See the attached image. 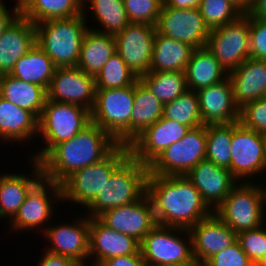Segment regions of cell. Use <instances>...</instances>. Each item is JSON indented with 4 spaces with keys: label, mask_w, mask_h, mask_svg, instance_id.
I'll return each mask as SVG.
<instances>
[{
    "label": "cell",
    "mask_w": 266,
    "mask_h": 266,
    "mask_svg": "<svg viewBox=\"0 0 266 266\" xmlns=\"http://www.w3.org/2000/svg\"><path fill=\"white\" fill-rule=\"evenodd\" d=\"M82 3L83 0H26L19 11L36 25L50 19L82 15Z\"/></svg>",
    "instance_id": "cell-35"
},
{
    "label": "cell",
    "mask_w": 266,
    "mask_h": 266,
    "mask_svg": "<svg viewBox=\"0 0 266 266\" xmlns=\"http://www.w3.org/2000/svg\"><path fill=\"white\" fill-rule=\"evenodd\" d=\"M172 266H204V264L194 259L193 261H190L184 264H178V265H172Z\"/></svg>",
    "instance_id": "cell-52"
},
{
    "label": "cell",
    "mask_w": 266,
    "mask_h": 266,
    "mask_svg": "<svg viewBox=\"0 0 266 266\" xmlns=\"http://www.w3.org/2000/svg\"><path fill=\"white\" fill-rule=\"evenodd\" d=\"M230 2L241 15H248L252 12L256 0H230Z\"/></svg>",
    "instance_id": "cell-50"
},
{
    "label": "cell",
    "mask_w": 266,
    "mask_h": 266,
    "mask_svg": "<svg viewBox=\"0 0 266 266\" xmlns=\"http://www.w3.org/2000/svg\"><path fill=\"white\" fill-rule=\"evenodd\" d=\"M138 253V240L108 228L98 218H90L89 263L100 265L107 259Z\"/></svg>",
    "instance_id": "cell-21"
},
{
    "label": "cell",
    "mask_w": 266,
    "mask_h": 266,
    "mask_svg": "<svg viewBox=\"0 0 266 266\" xmlns=\"http://www.w3.org/2000/svg\"><path fill=\"white\" fill-rule=\"evenodd\" d=\"M130 155L128 145L118 144L104 159L73 172L60 185L62 202L78 212L94 200L113 171ZM72 203V204H71ZM72 205V206H71ZM80 206V207H79Z\"/></svg>",
    "instance_id": "cell-6"
},
{
    "label": "cell",
    "mask_w": 266,
    "mask_h": 266,
    "mask_svg": "<svg viewBox=\"0 0 266 266\" xmlns=\"http://www.w3.org/2000/svg\"><path fill=\"white\" fill-rule=\"evenodd\" d=\"M189 231L194 259L202 264L237 241V233L214 213L199 221Z\"/></svg>",
    "instance_id": "cell-23"
},
{
    "label": "cell",
    "mask_w": 266,
    "mask_h": 266,
    "mask_svg": "<svg viewBox=\"0 0 266 266\" xmlns=\"http://www.w3.org/2000/svg\"><path fill=\"white\" fill-rule=\"evenodd\" d=\"M194 47L156 32L149 72L185 71Z\"/></svg>",
    "instance_id": "cell-30"
},
{
    "label": "cell",
    "mask_w": 266,
    "mask_h": 266,
    "mask_svg": "<svg viewBox=\"0 0 266 266\" xmlns=\"http://www.w3.org/2000/svg\"><path fill=\"white\" fill-rule=\"evenodd\" d=\"M72 220L60 222L54 220L40 235L47 240L43 250L50 253L66 256L78 264L89 263V226L90 217L81 211L75 213ZM81 214V215H80Z\"/></svg>",
    "instance_id": "cell-13"
},
{
    "label": "cell",
    "mask_w": 266,
    "mask_h": 266,
    "mask_svg": "<svg viewBox=\"0 0 266 266\" xmlns=\"http://www.w3.org/2000/svg\"><path fill=\"white\" fill-rule=\"evenodd\" d=\"M35 44V24L19 14L0 36V73L10 74L14 64Z\"/></svg>",
    "instance_id": "cell-26"
},
{
    "label": "cell",
    "mask_w": 266,
    "mask_h": 266,
    "mask_svg": "<svg viewBox=\"0 0 266 266\" xmlns=\"http://www.w3.org/2000/svg\"><path fill=\"white\" fill-rule=\"evenodd\" d=\"M155 28L157 33L185 42L195 49L205 47L210 34L199 8L176 9L165 3Z\"/></svg>",
    "instance_id": "cell-15"
},
{
    "label": "cell",
    "mask_w": 266,
    "mask_h": 266,
    "mask_svg": "<svg viewBox=\"0 0 266 266\" xmlns=\"http://www.w3.org/2000/svg\"><path fill=\"white\" fill-rule=\"evenodd\" d=\"M204 266H255L238 241L209 258Z\"/></svg>",
    "instance_id": "cell-45"
},
{
    "label": "cell",
    "mask_w": 266,
    "mask_h": 266,
    "mask_svg": "<svg viewBox=\"0 0 266 266\" xmlns=\"http://www.w3.org/2000/svg\"><path fill=\"white\" fill-rule=\"evenodd\" d=\"M5 3V1H0V36L9 24L20 14L18 6L13 5L11 6L12 9H9Z\"/></svg>",
    "instance_id": "cell-48"
},
{
    "label": "cell",
    "mask_w": 266,
    "mask_h": 266,
    "mask_svg": "<svg viewBox=\"0 0 266 266\" xmlns=\"http://www.w3.org/2000/svg\"><path fill=\"white\" fill-rule=\"evenodd\" d=\"M98 219L108 228L139 242L157 225L153 205L147 194L131 204L103 212Z\"/></svg>",
    "instance_id": "cell-18"
},
{
    "label": "cell",
    "mask_w": 266,
    "mask_h": 266,
    "mask_svg": "<svg viewBox=\"0 0 266 266\" xmlns=\"http://www.w3.org/2000/svg\"><path fill=\"white\" fill-rule=\"evenodd\" d=\"M147 195L161 226L190 230L214 213L186 176L148 174Z\"/></svg>",
    "instance_id": "cell-1"
},
{
    "label": "cell",
    "mask_w": 266,
    "mask_h": 266,
    "mask_svg": "<svg viewBox=\"0 0 266 266\" xmlns=\"http://www.w3.org/2000/svg\"><path fill=\"white\" fill-rule=\"evenodd\" d=\"M199 10L210 30L231 23L241 16L230 0H201Z\"/></svg>",
    "instance_id": "cell-40"
},
{
    "label": "cell",
    "mask_w": 266,
    "mask_h": 266,
    "mask_svg": "<svg viewBox=\"0 0 266 266\" xmlns=\"http://www.w3.org/2000/svg\"><path fill=\"white\" fill-rule=\"evenodd\" d=\"M148 174V165L142 164L130 154L82 212L90 218H98L107 210L140 200L147 194Z\"/></svg>",
    "instance_id": "cell-3"
},
{
    "label": "cell",
    "mask_w": 266,
    "mask_h": 266,
    "mask_svg": "<svg viewBox=\"0 0 266 266\" xmlns=\"http://www.w3.org/2000/svg\"><path fill=\"white\" fill-rule=\"evenodd\" d=\"M189 130V126L161 117L128 145L130 154L142 164L149 165L167 147L181 140Z\"/></svg>",
    "instance_id": "cell-19"
},
{
    "label": "cell",
    "mask_w": 266,
    "mask_h": 266,
    "mask_svg": "<svg viewBox=\"0 0 266 266\" xmlns=\"http://www.w3.org/2000/svg\"><path fill=\"white\" fill-rule=\"evenodd\" d=\"M25 158L30 165L27 173L3 170L0 174V221H5L6 224L15 217L26 195L43 178L40 163Z\"/></svg>",
    "instance_id": "cell-20"
},
{
    "label": "cell",
    "mask_w": 266,
    "mask_h": 266,
    "mask_svg": "<svg viewBox=\"0 0 266 266\" xmlns=\"http://www.w3.org/2000/svg\"><path fill=\"white\" fill-rule=\"evenodd\" d=\"M91 122L90 110L79 105L46 99L38 119L37 141L41 147L27 153V158L40 161L55 145L72 139ZM43 145V146H42ZM34 151V152H33Z\"/></svg>",
    "instance_id": "cell-4"
},
{
    "label": "cell",
    "mask_w": 266,
    "mask_h": 266,
    "mask_svg": "<svg viewBox=\"0 0 266 266\" xmlns=\"http://www.w3.org/2000/svg\"><path fill=\"white\" fill-rule=\"evenodd\" d=\"M42 256L38 258L37 265L36 266H77L78 263H76L73 259L61 256L57 254L50 253L46 250H41Z\"/></svg>",
    "instance_id": "cell-46"
},
{
    "label": "cell",
    "mask_w": 266,
    "mask_h": 266,
    "mask_svg": "<svg viewBox=\"0 0 266 266\" xmlns=\"http://www.w3.org/2000/svg\"><path fill=\"white\" fill-rule=\"evenodd\" d=\"M227 73L250 58L249 14L210 30L205 46Z\"/></svg>",
    "instance_id": "cell-14"
},
{
    "label": "cell",
    "mask_w": 266,
    "mask_h": 266,
    "mask_svg": "<svg viewBox=\"0 0 266 266\" xmlns=\"http://www.w3.org/2000/svg\"><path fill=\"white\" fill-rule=\"evenodd\" d=\"M130 22L156 25L164 2L162 0H123Z\"/></svg>",
    "instance_id": "cell-41"
},
{
    "label": "cell",
    "mask_w": 266,
    "mask_h": 266,
    "mask_svg": "<svg viewBox=\"0 0 266 266\" xmlns=\"http://www.w3.org/2000/svg\"><path fill=\"white\" fill-rule=\"evenodd\" d=\"M61 204L63 205L61 185L42 178L26 195L15 217L4 227H8V232H13L12 234L33 232L37 236L41 235L51 221L56 219V209Z\"/></svg>",
    "instance_id": "cell-8"
},
{
    "label": "cell",
    "mask_w": 266,
    "mask_h": 266,
    "mask_svg": "<svg viewBox=\"0 0 266 266\" xmlns=\"http://www.w3.org/2000/svg\"><path fill=\"white\" fill-rule=\"evenodd\" d=\"M155 34L154 25L130 22L115 36L116 52L138 78L150 70Z\"/></svg>",
    "instance_id": "cell-16"
},
{
    "label": "cell",
    "mask_w": 266,
    "mask_h": 266,
    "mask_svg": "<svg viewBox=\"0 0 266 266\" xmlns=\"http://www.w3.org/2000/svg\"><path fill=\"white\" fill-rule=\"evenodd\" d=\"M163 109L164 104L138 79L135 82L133 111L130 116V143L163 117Z\"/></svg>",
    "instance_id": "cell-34"
},
{
    "label": "cell",
    "mask_w": 266,
    "mask_h": 266,
    "mask_svg": "<svg viewBox=\"0 0 266 266\" xmlns=\"http://www.w3.org/2000/svg\"><path fill=\"white\" fill-rule=\"evenodd\" d=\"M0 96L32 112L39 119L47 99V91L39 85L5 74L1 81Z\"/></svg>",
    "instance_id": "cell-32"
},
{
    "label": "cell",
    "mask_w": 266,
    "mask_h": 266,
    "mask_svg": "<svg viewBox=\"0 0 266 266\" xmlns=\"http://www.w3.org/2000/svg\"><path fill=\"white\" fill-rule=\"evenodd\" d=\"M36 44L58 67H76L84 34L89 29L82 15L50 19L35 25Z\"/></svg>",
    "instance_id": "cell-5"
},
{
    "label": "cell",
    "mask_w": 266,
    "mask_h": 266,
    "mask_svg": "<svg viewBox=\"0 0 266 266\" xmlns=\"http://www.w3.org/2000/svg\"><path fill=\"white\" fill-rule=\"evenodd\" d=\"M206 159V125L190 128L187 134L167 147L149 165V174L186 176Z\"/></svg>",
    "instance_id": "cell-12"
},
{
    "label": "cell",
    "mask_w": 266,
    "mask_h": 266,
    "mask_svg": "<svg viewBox=\"0 0 266 266\" xmlns=\"http://www.w3.org/2000/svg\"><path fill=\"white\" fill-rule=\"evenodd\" d=\"M250 14L266 20V0H256L255 6Z\"/></svg>",
    "instance_id": "cell-51"
},
{
    "label": "cell",
    "mask_w": 266,
    "mask_h": 266,
    "mask_svg": "<svg viewBox=\"0 0 266 266\" xmlns=\"http://www.w3.org/2000/svg\"><path fill=\"white\" fill-rule=\"evenodd\" d=\"M56 68L47 54L35 44L14 64L9 75L39 85L47 91Z\"/></svg>",
    "instance_id": "cell-33"
},
{
    "label": "cell",
    "mask_w": 266,
    "mask_h": 266,
    "mask_svg": "<svg viewBox=\"0 0 266 266\" xmlns=\"http://www.w3.org/2000/svg\"><path fill=\"white\" fill-rule=\"evenodd\" d=\"M82 14L90 29L110 36H116L130 23L123 0H83Z\"/></svg>",
    "instance_id": "cell-28"
},
{
    "label": "cell",
    "mask_w": 266,
    "mask_h": 266,
    "mask_svg": "<svg viewBox=\"0 0 266 266\" xmlns=\"http://www.w3.org/2000/svg\"><path fill=\"white\" fill-rule=\"evenodd\" d=\"M139 80L163 104L172 102L188 90L184 71L148 72Z\"/></svg>",
    "instance_id": "cell-36"
},
{
    "label": "cell",
    "mask_w": 266,
    "mask_h": 266,
    "mask_svg": "<svg viewBox=\"0 0 266 266\" xmlns=\"http://www.w3.org/2000/svg\"><path fill=\"white\" fill-rule=\"evenodd\" d=\"M237 234L266 223V189L261 182H239L215 209Z\"/></svg>",
    "instance_id": "cell-7"
},
{
    "label": "cell",
    "mask_w": 266,
    "mask_h": 266,
    "mask_svg": "<svg viewBox=\"0 0 266 266\" xmlns=\"http://www.w3.org/2000/svg\"><path fill=\"white\" fill-rule=\"evenodd\" d=\"M237 241L248 258L256 265L266 251V223L237 234Z\"/></svg>",
    "instance_id": "cell-42"
},
{
    "label": "cell",
    "mask_w": 266,
    "mask_h": 266,
    "mask_svg": "<svg viewBox=\"0 0 266 266\" xmlns=\"http://www.w3.org/2000/svg\"><path fill=\"white\" fill-rule=\"evenodd\" d=\"M196 92L203 125L230 124L239 121V108L234 102L229 77Z\"/></svg>",
    "instance_id": "cell-24"
},
{
    "label": "cell",
    "mask_w": 266,
    "mask_h": 266,
    "mask_svg": "<svg viewBox=\"0 0 266 266\" xmlns=\"http://www.w3.org/2000/svg\"><path fill=\"white\" fill-rule=\"evenodd\" d=\"M99 266H148L141 253L114 257L103 261Z\"/></svg>",
    "instance_id": "cell-47"
},
{
    "label": "cell",
    "mask_w": 266,
    "mask_h": 266,
    "mask_svg": "<svg viewBox=\"0 0 266 266\" xmlns=\"http://www.w3.org/2000/svg\"><path fill=\"white\" fill-rule=\"evenodd\" d=\"M168 7L176 9L199 8L201 0H165Z\"/></svg>",
    "instance_id": "cell-49"
},
{
    "label": "cell",
    "mask_w": 266,
    "mask_h": 266,
    "mask_svg": "<svg viewBox=\"0 0 266 266\" xmlns=\"http://www.w3.org/2000/svg\"><path fill=\"white\" fill-rule=\"evenodd\" d=\"M95 77L76 67H58L47 89V99L79 105L92 110L95 103Z\"/></svg>",
    "instance_id": "cell-17"
},
{
    "label": "cell",
    "mask_w": 266,
    "mask_h": 266,
    "mask_svg": "<svg viewBox=\"0 0 266 266\" xmlns=\"http://www.w3.org/2000/svg\"><path fill=\"white\" fill-rule=\"evenodd\" d=\"M77 266H99L91 263H86V264H78Z\"/></svg>",
    "instance_id": "cell-55"
},
{
    "label": "cell",
    "mask_w": 266,
    "mask_h": 266,
    "mask_svg": "<svg viewBox=\"0 0 266 266\" xmlns=\"http://www.w3.org/2000/svg\"><path fill=\"white\" fill-rule=\"evenodd\" d=\"M118 143L94 122L55 145L40 161L43 178L61 184L73 172L104 159Z\"/></svg>",
    "instance_id": "cell-2"
},
{
    "label": "cell",
    "mask_w": 266,
    "mask_h": 266,
    "mask_svg": "<svg viewBox=\"0 0 266 266\" xmlns=\"http://www.w3.org/2000/svg\"><path fill=\"white\" fill-rule=\"evenodd\" d=\"M239 122L244 127L266 136V96L240 108Z\"/></svg>",
    "instance_id": "cell-43"
},
{
    "label": "cell",
    "mask_w": 266,
    "mask_h": 266,
    "mask_svg": "<svg viewBox=\"0 0 266 266\" xmlns=\"http://www.w3.org/2000/svg\"><path fill=\"white\" fill-rule=\"evenodd\" d=\"M3 74L0 73V95H1V81H2Z\"/></svg>",
    "instance_id": "cell-56"
},
{
    "label": "cell",
    "mask_w": 266,
    "mask_h": 266,
    "mask_svg": "<svg viewBox=\"0 0 266 266\" xmlns=\"http://www.w3.org/2000/svg\"><path fill=\"white\" fill-rule=\"evenodd\" d=\"M138 79L116 52L95 77L96 90L123 88L133 85Z\"/></svg>",
    "instance_id": "cell-39"
},
{
    "label": "cell",
    "mask_w": 266,
    "mask_h": 266,
    "mask_svg": "<svg viewBox=\"0 0 266 266\" xmlns=\"http://www.w3.org/2000/svg\"><path fill=\"white\" fill-rule=\"evenodd\" d=\"M38 118L0 96V145L18 144L22 148L37 143ZM36 137V138H35ZM34 140V141H33ZM30 141V142H29ZM24 143V144H23ZM22 144V145H21Z\"/></svg>",
    "instance_id": "cell-25"
},
{
    "label": "cell",
    "mask_w": 266,
    "mask_h": 266,
    "mask_svg": "<svg viewBox=\"0 0 266 266\" xmlns=\"http://www.w3.org/2000/svg\"><path fill=\"white\" fill-rule=\"evenodd\" d=\"M255 266H266V251H265L262 259Z\"/></svg>",
    "instance_id": "cell-53"
},
{
    "label": "cell",
    "mask_w": 266,
    "mask_h": 266,
    "mask_svg": "<svg viewBox=\"0 0 266 266\" xmlns=\"http://www.w3.org/2000/svg\"><path fill=\"white\" fill-rule=\"evenodd\" d=\"M186 177L213 211L239 183L229 169L217 166L207 159L200 161Z\"/></svg>",
    "instance_id": "cell-22"
},
{
    "label": "cell",
    "mask_w": 266,
    "mask_h": 266,
    "mask_svg": "<svg viewBox=\"0 0 266 266\" xmlns=\"http://www.w3.org/2000/svg\"><path fill=\"white\" fill-rule=\"evenodd\" d=\"M0 1H6V0H0ZM16 1V2H15ZM13 3L14 5L18 6L19 8L24 4L26 0H15Z\"/></svg>",
    "instance_id": "cell-54"
},
{
    "label": "cell",
    "mask_w": 266,
    "mask_h": 266,
    "mask_svg": "<svg viewBox=\"0 0 266 266\" xmlns=\"http://www.w3.org/2000/svg\"><path fill=\"white\" fill-rule=\"evenodd\" d=\"M163 117L190 128L203 125L197 92L187 90L172 102L165 103Z\"/></svg>",
    "instance_id": "cell-38"
},
{
    "label": "cell",
    "mask_w": 266,
    "mask_h": 266,
    "mask_svg": "<svg viewBox=\"0 0 266 266\" xmlns=\"http://www.w3.org/2000/svg\"><path fill=\"white\" fill-rule=\"evenodd\" d=\"M116 53L115 36L88 29L84 34L77 67L96 77L109 58Z\"/></svg>",
    "instance_id": "cell-29"
},
{
    "label": "cell",
    "mask_w": 266,
    "mask_h": 266,
    "mask_svg": "<svg viewBox=\"0 0 266 266\" xmlns=\"http://www.w3.org/2000/svg\"><path fill=\"white\" fill-rule=\"evenodd\" d=\"M135 83L117 89L96 90L90 111L91 121L118 144H130V116L133 111Z\"/></svg>",
    "instance_id": "cell-9"
},
{
    "label": "cell",
    "mask_w": 266,
    "mask_h": 266,
    "mask_svg": "<svg viewBox=\"0 0 266 266\" xmlns=\"http://www.w3.org/2000/svg\"><path fill=\"white\" fill-rule=\"evenodd\" d=\"M250 58L266 61V20L249 14Z\"/></svg>",
    "instance_id": "cell-44"
},
{
    "label": "cell",
    "mask_w": 266,
    "mask_h": 266,
    "mask_svg": "<svg viewBox=\"0 0 266 266\" xmlns=\"http://www.w3.org/2000/svg\"><path fill=\"white\" fill-rule=\"evenodd\" d=\"M148 266H172L194 260L189 230L156 225L140 242Z\"/></svg>",
    "instance_id": "cell-11"
},
{
    "label": "cell",
    "mask_w": 266,
    "mask_h": 266,
    "mask_svg": "<svg viewBox=\"0 0 266 266\" xmlns=\"http://www.w3.org/2000/svg\"><path fill=\"white\" fill-rule=\"evenodd\" d=\"M232 123L206 125V159L230 170Z\"/></svg>",
    "instance_id": "cell-37"
},
{
    "label": "cell",
    "mask_w": 266,
    "mask_h": 266,
    "mask_svg": "<svg viewBox=\"0 0 266 266\" xmlns=\"http://www.w3.org/2000/svg\"><path fill=\"white\" fill-rule=\"evenodd\" d=\"M230 172L239 182L266 180V136L232 123Z\"/></svg>",
    "instance_id": "cell-10"
},
{
    "label": "cell",
    "mask_w": 266,
    "mask_h": 266,
    "mask_svg": "<svg viewBox=\"0 0 266 266\" xmlns=\"http://www.w3.org/2000/svg\"><path fill=\"white\" fill-rule=\"evenodd\" d=\"M184 72L188 90L193 91L217 84L228 77V73L206 47L193 51Z\"/></svg>",
    "instance_id": "cell-31"
},
{
    "label": "cell",
    "mask_w": 266,
    "mask_h": 266,
    "mask_svg": "<svg viewBox=\"0 0 266 266\" xmlns=\"http://www.w3.org/2000/svg\"><path fill=\"white\" fill-rule=\"evenodd\" d=\"M235 105L240 109L266 96V61L248 58L228 73Z\"/></svg>",
    "instance_id": "cell-27"
}]
</instances>
